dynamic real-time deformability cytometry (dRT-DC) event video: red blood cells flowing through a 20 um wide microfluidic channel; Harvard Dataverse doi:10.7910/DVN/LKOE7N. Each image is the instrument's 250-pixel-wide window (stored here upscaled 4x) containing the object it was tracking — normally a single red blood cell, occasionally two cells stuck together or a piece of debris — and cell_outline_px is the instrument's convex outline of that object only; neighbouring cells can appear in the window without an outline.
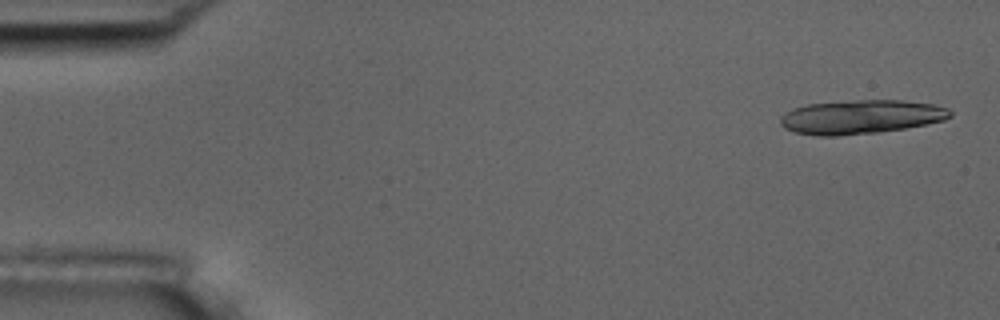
{"species": "common noctule bat (a hibernating species)", "species_latin": "Nyctalus noctula", "temperature_condition": "room temperature", "stored_images_in_passage": 7, "camera_frame_rate_fps": 3000, "um_per_image_px": 0.085, "animal": {"sex": "male", "body_mass_g": 17.5, "forearm_length_mm": 52.3}, "frame": {"image": 1, "passage_image": 1, "time_ms": 0.0, "image_size_px": [1000, 320], "cell_outline_px": [[952, 116], [944, 120], [904, 128], [876, 132], [836, 136], [820, 136], [796, 132], [784, 128], [780, 124], [780, 116], [784, 112], [792, 108], [808, 104], [856, 100], [904, 100], [932, 104], [948, 108], [952, 112]], "centroid_in_image_um": [73.15, 9.93], "position_along_channel_um": 11.9, "area_um2": 33.52}}